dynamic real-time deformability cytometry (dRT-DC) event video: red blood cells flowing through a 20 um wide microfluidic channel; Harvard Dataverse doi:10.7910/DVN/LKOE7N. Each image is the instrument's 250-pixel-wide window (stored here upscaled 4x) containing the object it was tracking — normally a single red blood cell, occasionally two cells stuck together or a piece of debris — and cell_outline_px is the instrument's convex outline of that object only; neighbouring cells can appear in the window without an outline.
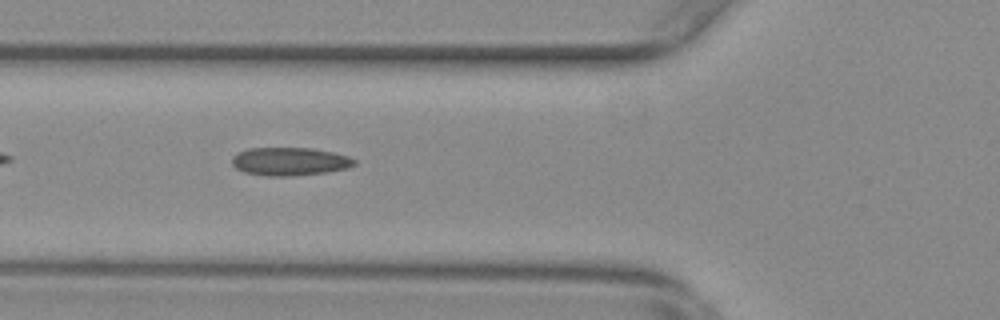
{"species": "common noctule bat (a hibernating species)", "species_latin": "Nyctalus noctula", "temperature_condition": "warm", "stored_images_in_passage": 36, "camera_frame_rate_fps": 3000, "um_per_image_px": 0.085, "animal": {"sex": "female", "body_mass_g": 29.2, "forearm_length_mm": 56.3}, "frame": {"image": 1, "passage_image": 7, "time_ms": 2.0, "image_size_px": [1000, 320], "cell_outline_px": [[356, 164], [348, 168], [328, 172], [296, 176], [268, 176], [244, 172], [236, 168], [232, 164], [232, 156], [236, 152], [248, 148], [312, 148], [332, 152], [348, 156], [356, 160]], "centroid_in_image_um": [24.62, 13.72], "position_along_channel_um": 101.2, "area_um2": 20.29}}
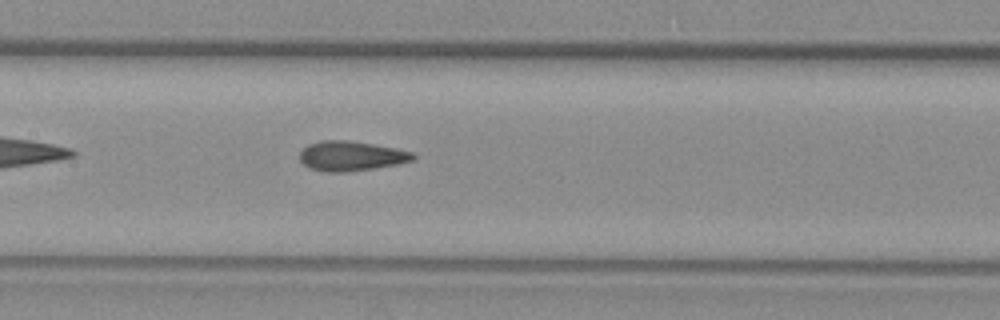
{"frame": {"image": 2, "passage_image": 13, "time_ms": 4.0, "image_size_px": [1000, 320], "cell_outline_px": [[416, 156], [412, 160], [396, 164], [348, 172], [324, 172], [308, 168], [300, 160], [300, 152], [308, 144], [320, 140], [348, 140], [396, 148], [412, 152]], "centroid_in_image_um": [29.8, 13.26], "position_along_channel_um": 177.6, "area_um2": 19.59}}
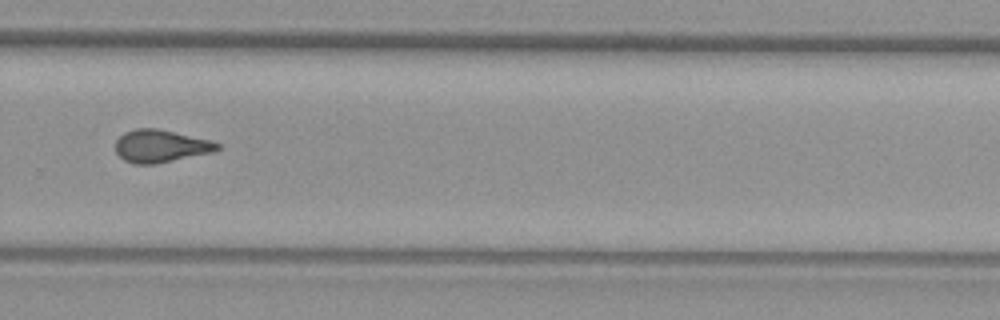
{"frame": {"image": 3, "passage_image": 24, "time_ms": 7.667, "image_size_px": [1000, 320], "cell_outline_px": [[220, 148], [212, 152], [156, 164], [132, 164], [124, 160], [116, 152], [116, 140], [124, 132], [136, 128], [156, 128], [212, 140], [220, 144]], "centroid_in_image_um": [13.65, 12.41], "position_along_channel_um": 316.2, "area_um2": 19.36}, "authors_computed_cell_mechanics": {"area_um2": 19.3052, "velocity_mm_per_s": 3.8006, "shape_relaxation_time_tau1_ms": null, "shape_relaxation_time_tau2_ms": 1.8617, "deformation_change_tau1": null, "deformation_change_tau2": 0.0999}}